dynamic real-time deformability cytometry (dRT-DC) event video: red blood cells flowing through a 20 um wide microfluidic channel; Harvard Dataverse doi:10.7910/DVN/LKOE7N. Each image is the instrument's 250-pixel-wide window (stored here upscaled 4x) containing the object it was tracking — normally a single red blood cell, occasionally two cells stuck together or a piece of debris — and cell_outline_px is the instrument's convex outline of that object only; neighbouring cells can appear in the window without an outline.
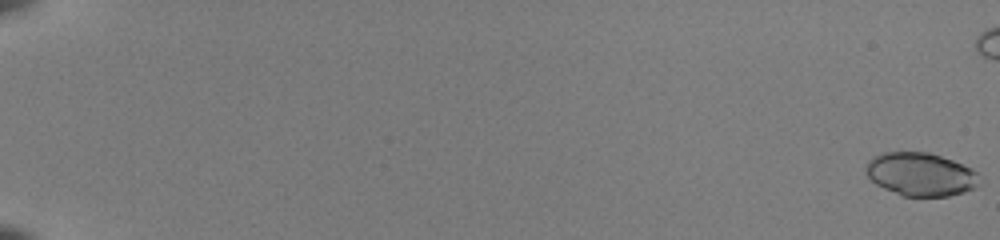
{"species": "common noctule bat (a hibernating species)", "species_latin": "Nyctalus noctula", "temperature_condition": "room temperature", "stored_images_in_passage": 49, "camera_frame_rate_fps": 3000, "um_per_image_px": 0.085, "animal": {"sex": "female", "body_mass_g": 22.0, "forearm_length_mm": 56.7}, "frame": {"image": 1, "passage_image": 1, "time_ms": 0.0, "image_size_px": [1000, 240], "cell_outline_px": [[984, 184], [976, 188], [964, 192], [948, 196], [904, 196], [884, 188], [876, 184], [868, 176], [864, 168], [868, 160], [872, 156], [884, 152], [928, 152], [952, 160], [972, 168], [976, 172]], "centroid_in_image_um": [78.29, 14.81], "position_along_channel_um": 6.7, "area_um2": 28.9}}